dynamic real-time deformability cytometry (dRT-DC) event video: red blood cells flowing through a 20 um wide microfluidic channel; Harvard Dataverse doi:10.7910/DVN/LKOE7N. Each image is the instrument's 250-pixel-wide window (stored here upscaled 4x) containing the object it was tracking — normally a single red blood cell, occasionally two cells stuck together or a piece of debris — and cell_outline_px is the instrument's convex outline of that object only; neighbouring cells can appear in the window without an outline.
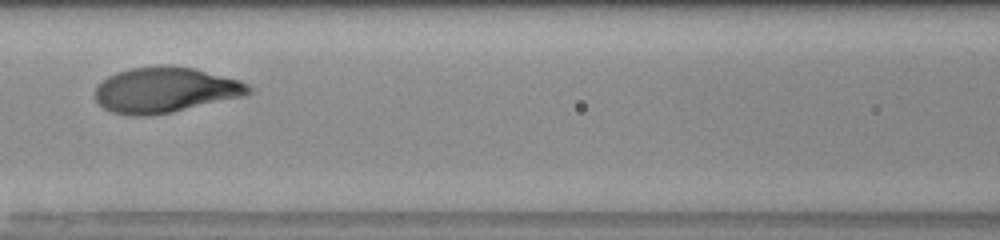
{"species": "human", "species_latin": "Homo sapiens", "temperature_condition": "room temperature", "stored_images_in_passage": 23, "camera_frame_rate_fps": 3000, "um_per_image_px": 0.085, "donor": {"sex": "male"}, "frame": {"image": 1, "passage_image": 7, "time_ms": 2.0, "image_size_px": [1000, 240], "cell_outline_px": [[252, 92], [244, 96], [172, 112], [152, 116], [132, 116], [112, 112], [104, 108], [96, 100], [96, 84], [108, 76], [116, 72], [132, 68], [164, 64], [196, 68], [240, 80], [248, 84], [252, 88]], "centroid_in_image_um": [14.05, 7.64], "position_along_channel_um": 152.6, "area_um2": 41.04}}
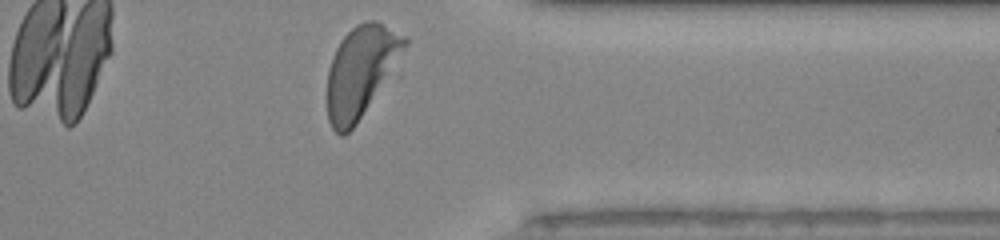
{"frame": {"image": 2, "passage_image": 23, "time_ms": 7.333, "image_size_px": [1000, 240], "cell_outline_px": [[408, 44], [356, 124], [344, 136], [340, 136], [332, 128], [328, 120], [328, 68], [332, 56], [340, 40], [356, 24], [368, 20], [376, 20], [408, 36]], "centroid_in_image_um": [30.65, 6.02], "position_along_channel_um": 380.8, "area_um2": 40.17}}